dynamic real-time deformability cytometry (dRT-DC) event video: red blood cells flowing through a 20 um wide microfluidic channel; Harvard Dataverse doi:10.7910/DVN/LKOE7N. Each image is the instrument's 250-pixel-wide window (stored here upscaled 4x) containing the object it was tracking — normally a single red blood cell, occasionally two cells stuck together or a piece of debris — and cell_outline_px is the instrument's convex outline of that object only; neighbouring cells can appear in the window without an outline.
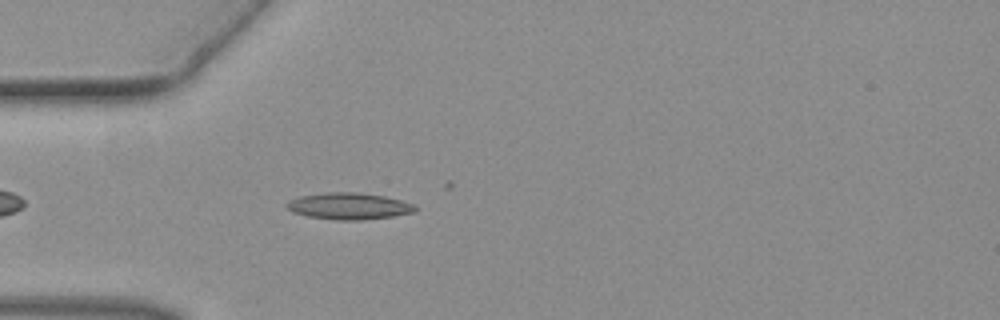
{"species": "common noctule bat (a hibernating species)", "species_latin": "Nyctalus noctula", "temperature_condition": "warm", "stored_images_in_passage": 8, "camera_frame_rate_fps": 3000, "um_per_image_px": 0.085, "animal": {"sex": "female", "body_mass_g": 19.3, "forearm_length_mm": 54.1}, "frame": {"image": 1, "passage_image": 4, "time_ms": 1.0, "image_size_px": [1000, 320], "cell_outline_px": [[416, 212], [392, 216], [364, 220], [336, 220], [308, 216], [292, 212], [284, 204], [300, 196], [328, 192], [356, 192], [384, 196], [416, 204]], "centroid_in_image_um": [29.69, 17.52], "position_along_channel_um": 55.3, "area_um2": 19.88}}
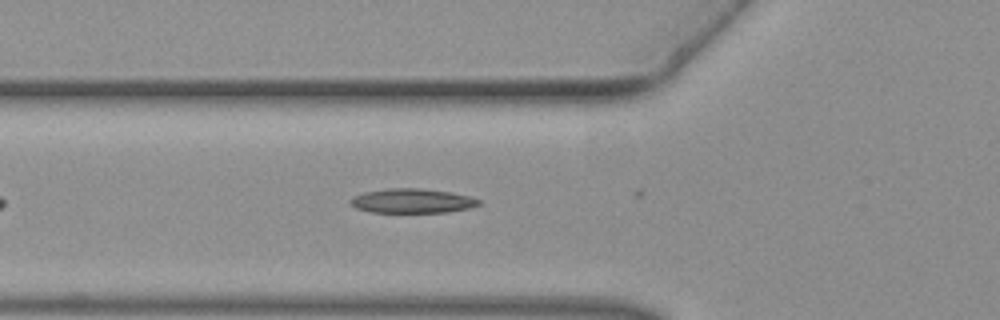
{"frame": {"image": 2, "passage_image": 7, "time_ms": 2.0, "image_size_px": [1000, 320], "cell_outline_px": [[480, 204], [472, 208], [448, 212], [372, 212], [356, 208], [348, 200], [352, 196], [364, 192], [392, 188], [420, 188], [452, 192], [468, 196], [480, 200]], "centroid_in_image_um": [35.05, 17.07], "position_along_channel_um": 90.8, "area_um2": 18.26}}